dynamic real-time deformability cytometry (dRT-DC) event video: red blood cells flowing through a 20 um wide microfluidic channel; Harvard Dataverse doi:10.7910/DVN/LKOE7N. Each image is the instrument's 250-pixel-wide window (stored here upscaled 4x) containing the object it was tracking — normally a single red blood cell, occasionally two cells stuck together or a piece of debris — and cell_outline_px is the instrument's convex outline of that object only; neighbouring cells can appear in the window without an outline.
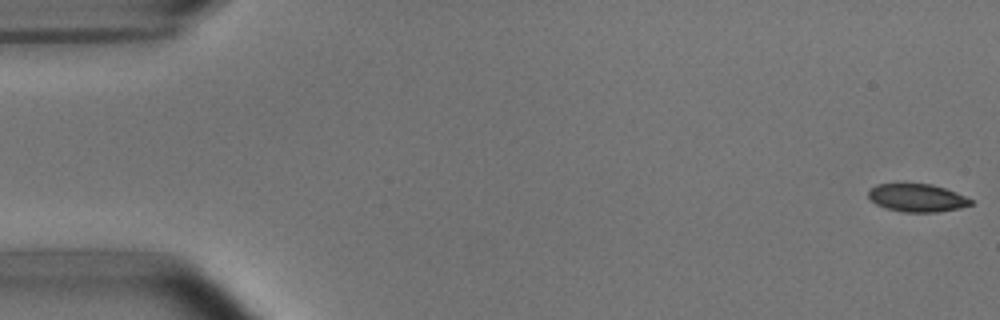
{"species": "common noctule bat (a hibernating species)", "species_latin": "Nyctalus noctula", "temperature_condition": "room temperature", "stored_images_in_passage": 6, "camera_frame_rate_fps": 3000, "um_per_image_px": 0.085, "animal": {"sex": "male", "body_mass_g": 15.6}, "frame": {"image": 1, "passage_image": 1, "time_ms": 0.0, "image_size_px": [1000, 320], "cell_outline_px": [[972, 204], [960, 208], [936, 212], [904, 212], [888, 208], [876, 204], [868, 196], [868, 192], [876, 184], [932, 184], [944, 188], [964, 196], [972, 200]], "centroid_in_image_um": [77.95, 16.82], "position_along_channel_um": 7.0, "area_um2": 16.36}}
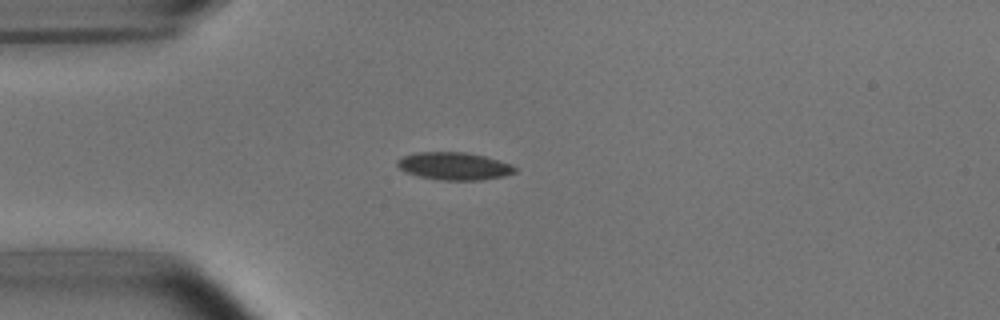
{"frame": {"image": 2, "passage_image": 4, "time_ms": 4.333, "image_size_px": [1000, 320], "cell_outline_px": [[516, 172], [504, 176], [480, 180], [440, 180], [420, 176], [404, 172], [396, 164], [396, 160], [404, 156], [416, 152], [464, 152], [484, 156], [508, 164], [516, 168]], "centroid_in_image_um": [38.55, 14.12], "position_along_channel_um": 46.4, "area_um2": 18.73}}